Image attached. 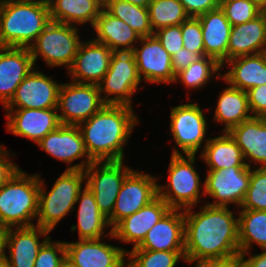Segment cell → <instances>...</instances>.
<instances>
[{"mask_svg":"<svg viewBox=\"0 0 266 267\" xmlns=\"http://www.w3.org/2000/svg\"><path fill=\"white\" fill-rule=\"evenodd\" d=\"M184 210L185 258L239 260V230L229 207L204 204Z\"/></svg>","mask_w":266,"mask_h":267,"instance_id":"cell-1","label":"cell"},{"mask_svg":"<svg viewBox=\"0 0 266 267\" xmlns=\"http://www.w3.org/2000/svg\"><path fill=\"white\" fill-rule=\"evenodd\" d=\"M139 122L133 107L105 105L78 127L93 161L124 160V147Z\"/></svg>","mask_w":266,"mask_h":267,"instance_id":"cell-2","label":"cell"},{"mask_svg":"<svg viewBox=\"0 0 266 267\" xmlns=\"http://www.w3.org/2000/svg\"><path fill=\"white\" fill-rule=\"evenodd\" d=\"M50 21L47 5L5 0L0 4V46L30 48Z\"/></svg>","mask_w":266,"mask_h":267,"instance_id":"cell-3","label":"cell"},{"mask_svg":"<svg viewBox=\"0 0 266 267\" xmlns=\"http://www.w3.org/2000/svg\"><path fill=\"white\" fill-rule=\"evenodd\" d=\"M40 175L29 176L20 168L0 187V224L34 226L38 216Z\"/></svg>","mask_w":266,"mask_h":267,"instance_id":"cell-4","label":"cell"},{"mask_svg":"<svg viewBox=\"0 0 266 267\" xmlns=\"http://www.w3.org/2000/svg\"><path fill=\"white\" fill-rule=\"evenodd\" d=\"M85 181L84 170H65L46 192L40 177L37 226L53 231L55 226L76 207L79 192Z\"/></svg>","mask_w":266,"mask_h":267,"instance_id":"cell-5","label":"cell"},{"mask_svg":"<svg viewBox=\"0 0 266 267\" xmlns=\"http://www.w3.org/2000/svg\"><path fill=\"white\" fill-rule=\"evenodd\" d=\"M184 156L183 154H171L168 185H160L159 183L157 185L158 196L171 209L185 210L197 207L196 205L200 203V195L205 196L204 181L203 183L200 182L199 173L194 166L196 156L186 154ZM200 188H203V191Z\"/></svg>","mask_w":266,"mask_h":267,"instance_id":"cell-6","label":"cell"},{"mask_svg":"<svg viewBox=\"0 0 266 267\" xmlns=\"http://www.w3.org/2000/svg\"><path fill=\"white\" fill-rule=\"evenodd\" d=\"M78 27L50 21L30 46L34 66L40 56L49 67L72 66L81 44Z\"/></svg>","mask_w":266,"mask_h":267,"instance_id":"cell-7","label":"cell"},{"mask_svg":"<svg viewBox=\"0 0 266 267\" xmlns=\"http://www.w3.org/2000/svg\"><path fill=\"white\" fill-rule=\"evenodd\" d=\"M141 81L133 52H113L109 69L98 87L106 105L132 107L133 94Z\"/></svg>","mask_w":266,"mask_h":267,"instance_id":"cell-8","label":"cell"},{"mask_svg":"<svg viewBox=\"0 0 266 267\" xmlns=\"http://www.w3.org/2000/svg\"><path fill=\"white\" fill-rule=\"evenodd\" d=\"M119 161H93L85 170V185L93 193L99 211L107 218L112 211L125 177L132 171Z\"/></svg>","mask_w":266,"mask_h":267,"instance_id":"cell-9","label":"cell"},{"mask_svg":"<svg viewBox=\"0 0 266 267\" xmlns=\"http://www.w3.org/2000/svg\"><path fill=\"white\" fill-rule=\"evenodd\" d=\"M170 132L178 148L172 154L196 155L207 134V120L196 102L171 107ZM180 150L183 152L181 153Z\"/></svg>","mask_w":266,"mask_h":267,"instance_id":"cell-10","label":"cell"},{"mask_svg":"<svg viewBox=\"0 0 266 267\" xmlns=\"http://www.w3.org/2000/svg\"><path fill=\"white\" fill-rule=\"evenodd\" d=\"M105 105L98 85L70 81L60 86L57 110L63 125H79Z\"/></svg>","mask_w":266,"mask_h":267,"instance_id":"cell-11","label":"cell"},{"mask_svg":"<svg viewBox=\"0 0 266 267\" xmlns=\"http://www.w3.org/2000/svg\"><path fill=\"white\" fill-rule=\"evenodd\" d=\"M156 177L132 170L124 179L108 218L113 229L121 220L134 214L158 196Z\"/></svg>","mask_w":266,"mask_h":267,"instance_id":"cell-12","label":"cell"},{"mask_svg":"<svg viewBox=\"0 0 266 267\" xmlns=\"http://www.w3.org/2000/svg\"><path fill=\"white\" fill-rule=\"evenodd\" d=\"M251 177L250 167H228L220 170H208L204 182V194L214 202L211 206L229 207L230 204L241 207L249 187Z\"/></svg>","mask_w":266,"mask_h":267,"instance_id":"cell-13","label":"cell"},{"mask_svg":"<svg viewBox=\"0 0 266 267\" xmlns=\"http://www.w3.org/2000/svg\"><path fill=\"white\" fill-rule=\"evenodd\" d=\"M37 145L47 154L68 165L79 158L83 161L65 170H85L93 160L89 157L78 125H63L48 133Z\"/></svg>","mask_w":266,"mask_h":267,"instance_id":"cell-14","label":"cell"},{"mask_svg":"<svg viewBox=\"0 0 266 267\" xmlns=\"http://www.w3.org/2000/svg\"><path fill=\"white\" fill-rule=\"evenodd\" d=\"M34 67L19 84L11 101L4 109H49L57 108L59 89L52 77Z\"/></svg>","mask_w":266,"mask_h":267,"instance_id":"cell-15","label":"cell"},{"mask_svg":"<svg viewBox=\"0 0 266 267\" xmlns=\"http://www.w3.org/2000/svg\"><path fill=\"white\" fill-rule=\"evenodd\" d=\"M138 47L135 46L132 52L141 80L145 79V82L157 84L175 82L176 75L172 70V57L154 34L142 37L138 42Z\"/></svg>","mask_w":266,"mask_h":267,"instance_id":"cell-16","label":"cell"},{"mask_svg":"<svg viewBox=\"0 0 266 267\" xmlns=\"http://www.w3.org/2000/svg\"><path fill=\"white\" fill-rule=\"evenodd\" d=\"M102 239L65 242L66 257L77 267H126L127 250L102 242Z\"/></svg>","mask_w":266,"mask_h":267,"instance_id":"cell-17","label":"cell"},{"mask_svg":"<svg viewBox=\"0 0 266 267\" xmlns=\"http://www.w3.org/2000/svg\"><path fill=\"white\" fill-rule=\"evenodd\" d=\"M5 112L8 120L7 132L27 138L36 144L61 125L57 108L5 109Z\"/></svg>","mask_w":266,"mask_h":267,"instance_id":"cell-18","label":"cell"},{"mask_svg":"<svg viewBox=\"0 0 266 267\" xmlns=\"http://www.w3.org/2000/svg\"><path fill=\"white\" fill-rule=\"evenodd\" d=\"M112 54L111 49L94 39L82 41L67 70L72 82L98 85L109 69Z\"/></svg>","mask_w":266,"mask_h":267,"instance_id":"cell-19","label":"cell"},{"mask_svg":"<svg viewBox=\"0 0 266 267\" xmlns=\"http://www.w3.org/2000/svg\"><path fill=\"white\" fill-rule=\"evenodd\" d=\"M170 209L168 204L157 196L143 208L121 220L113 229H110L107 236L118 239L124 243H132L134 244V249L142 243L147 232Z\"/></svg>","mask_w":266,"mask_h":267,"instance_id":"cell-20","label":"cell"},{"mask_svg":"<svg viewBox=\"0 0 266 267\" xmlns=\"http://www.w3.org/2000/svg\"><path fill=\"white\" fill-rule=\"evenodd\" d=\"M34 67L29 48L0 46V102L3 107L11 101L19 84Z\"/></svg>","mask_w":266,"mask_h":267,"instance_id":"cell-21","label":"cell"},{"mask_svg":"<svg viewBox=\"0 0 266 267\" xmlns=\"http://www.w3.org/2000/svg\"><path fill=\"white\" fill-rule=\"evenodd\" d=\"M184 210L170 209L147 232L142 243L134 249L151 251H185Z\"/></svg>","mask_w":266,"mask_h":267,"instance_id":"cell-22","label":"cell"},{"mask_svg":"<svg viewBox=\"0 0 266 267\" xmlns=\"http://www.w3.org/2000/svg\"><path fill=\"white\" fill-rule=\"evenodd\" d=\"M48 234L49 230L37 225L10 227L6 242L9 257L5 256V262L10 267H34L40 248L50 238ZM39 237H44V240L39 241Z\"/></svg>","mask_w":266,"mask_h":267,"instance_id":"cell-23","label":"cell"},{"mask_svg":"<svg viewBox=\"0 0 266 267\" xmlns=\"http://www.w3.org/2000/svg\"><path fill=\"white\" fill-rule=\"evenodd\" d=\"M224 64H229V71L216 74V78L234 88L248 91L266 84V52L235 57Z\"/></svg>","mask_w":266,"mask_h":267,"instance_id":"cell-24","label":"cell"},{"mask_svg":"<svg viewBox=\"0 0 266 267\" xmlns=\"http://www.w3.org/2000/svg\"><path fill=\"white\" fill-rule=\"evenodd\" d=\"M241 148L248 167L266 168V118L251 117L228 132ZM250 160V161H249ZM254 161V162H253ZM252 164H251V163Z\"/></svg>","mask_w":266,"mask_h":267,"instance_id":"cell-25","label":"cell"},{"mask_svg":"<svg viewBox=\"0 0 266 267\" xmlns=\"http://www.w3.org/2000/svg\"><path fill=\"white\" fill-rule=\"evenodd\" d=\"M202 27L205 56L216 59L222 66L228 61L231 24L218 7L197 17Z\"/></svg>","mask_w":266,"mask_h":267,"instance_id":"cell-26","label":"cell"},{"mask_svg":"<svg viewBox=\"0 0 266 267\" xmlns=\"http://www.w3.org/2000/svg\"><path fill=\"white\" fill-rule=\"evenodd\" d=\"M266 52V11L255 19L231 27L228 60Z\"/></svg>","mask_w":266,"mask_h":267,"instance_id":"cell-27","label":"cell"},{"mask_svg":"<svg viewBox=\"0 0 266 267\" xmlns=\"http://www.w3.org/2000/svg\"><path fill=\"white\" fill-rule=\"evenodd\" d=\"M96 42L105 44L113 52H132L141 37L124 21L109 14L104 8L92 27Z\"/></svg>","mask_w":266,"mask_h":267,"instance_id":"cell-28","label":"cell"},{"mask_svg":"<svg viewBox=\"0 0 266 267\" xmlns=\"http://www.w3.org/2000/svg\"><path fill=\"white\" fill-rule=\"evenodd\" d=\"M200 158L208 165V170L228 167H248L241 148L228 132L209 138L200 150Z\"/></svg>","mask_w":266,"mask_h":267,"instance_id":"cell-29","label":"cell"},{"mask_svg":"<svg viewBox=\"0 0 266 267\" xmlns=\"http://www.w3.org/2000/svg\"><path fill=\"white\" fill-rule=\"evenodd\" d=\"M216 105L213 120L224 123L222 132H229L233 127L253 117L247 91L232 86L225 87Z\"/></svg>","mask_w":266,"mask_h":267,"instance_id":"cell-30","label":"cell"},{"mask_svg":"<svg viewBox=\"0 0 266 267\" xmlns=\"http://www.w3.org/2000/svg\"><path fill=\"white\" fill-rule=\"evenodd\" d=\"M84 189L79 192L77 202H79L77 222L71 230H78L79 239H100L106 228L110 227L108 218L102 214L97 206L95 197L89 188L84 185Z\"/></svg>","mask_w":266,"mask_h":267,"instance_id":"cell-31","label":"cell"},{"mask_svg":"<svg viewBox=\"0 0 266 267\" xmlns=\"http://www.w3.org/2000/svg\"><path fill=\"white\" fill-rule=\"evenodd\" d=\"M103 7L98 0H53L49 5L50 20L73 26L90 22L93 27Z\"/></svg>","mask_w":266,"mask_h":267,"instance_id":"cell-32","label":"cell"},{"mask_svg":"<svg viewBox=\"0 0 266 267\" xmlns=\"http://www.w3.org/2000/svg\"><path fill=\"white\" fill-rule=\"evenodd\" d=\"M238 216L240 253L249 252L252 244L266 248V211L240 209Z\"/></svg>","mask_w":266,"mask_h":267,"instance_id":"cell-33","label":"cell"},{"mask_svg":"<svg viewBox=\"0 0 266 267\" xmlns=\"http://www.w3.org/2000/svg\"><path fill=\"white\" fill-rule=\"evenodd\" d=\"M112 16L129 25L141 38L153 35L148 8L125 0H107L103 7Z\"/></svg>","mask_w":266,"mask_h":267,"instance_id":"cell-34","label":"cell"},{"mask_svg":"<svg viewBox=\"0 0 266 267\" xmlns=\"http://www.w3.org/2000/svg\"><path fill=\"white\" fill-rule=\"evenodd\" d=\"M223 66L214 58L202 56L189 67L176 74L175 82H179L189 89H199L210 82L212 76L219 72ZM209 81V82H208Z\"/></svg>","mask_w":266,"mask_h":267,"instance_id":"cell-35","label":"cell"},{"mask_svg":"<svg viewBox=\"0 0 266 267\" xmlns=\"http://www.w3.org/2000/svg\"><path fill=\"white\" fill-rule=\"evenodd\" d=\"M147 8L153 32L163 27L180 25L189 18L179 0H152Z\"/></svg>","mask_w":266,"mask_h":267,"instance_id":"cell-36","label":"cell"},{"mask_svg":"<svg viewBox=\"0 0 266 267\" xmlns=\"http://www.w3.org/2000/svg\"><path fill=\"white\" fill-rule=\"evenodd\" d=\"M126 267H175L185 260V251H151L144 249L127 250Z\"/></svg>","mask_w":266,"mask_h":267,"instance_id":"cell-37","label":"cell"},{"mask_svg":"<svg viewBox=\"0 0 266 267\" xmlns=\"http://www.w3.org/2000/svg\"><path fill=\"white\" fill-rule=\"evenodd\" d=\"M256 167L253 170L251 167L249 187L240 209L266 211V168Z\"/></svg>","mask_w":266,"mask_h":267,"instance_id":"cell-38","label":"cell"},{"mask_svg":"<svg viewBox=\"0 0 266 267\" xmlns=\"http://www.w3.org/2000/svg\"><path fill=\"white\" fill-rule=\"evenodd\" d=\"M220 8L231 26L251 21L263 12L252 0H221Z\"/></svg>","mask_w":266,"mask_h":267,"instance_id":"cell-39","label":"cell"},{"mask_svg":"<svg viewBox=\"0 0 266 267\" xmlns=\"http://www.w3.org/2000/svg\"><path fill=\"white\" fill-rule=\"evenodd\" d=\"M183 36V48L188 51L205 56V48L202 34V27L198 18L189 17L181 24Z\"/></svg>","mask_w":266,"mask_h":267,"instance_id":"cell-40","label":"cell"},{"mask_svg":"<svg viewBox=\"0 0 266 267\" xmlns=\"http://www.w3.org/2000/svg\"><path fill=\"white\" fill-rule=\"evenodd\" d=\"M65 257V242H51L49 238L40 248L34 267H60V264Z\"/></svg>","mask_w":266,"mask_h":267,"instance_id":"cell-41","label":"cell"},{"mask_svg":"<svg viewBox=\"0 0 266 267\" xmlns=\"http://www.w3.org/2000/svg\"><path fill=\"white\" fill-rule=\"evenodd\" d=\"M154 35L171 57L183 48L181 24L160 28Z\"/></svg>","mask_w":266,"mask_h":267,"instance_id":"cell-42","label":"cell"},{"mask_svg":"<svg viewBox=\"0 0 266 267\" xmlns=\"http://www.w3.org/2000/svg\"><path fill=\"white\" fill-rule=\"evenodd\" d=\"M247 95L253 117H266V84L250 88Z\"/></svg>","mask_w":266,"mask_h":267,"instance_id":"cell-43","label":"cell"},{"mask_svg":"<svg viewBox=\"0 0 266 267\" xmlns=\"http://www.w3.org/2000/svg\"><path fill=\"white\" fill-rule=\"evenodd\" d=\"M189 17H195L205 14L211 10L220 7L221 0H179Z\"/></svg>","mask_w":266,"mask_h":267,"instance_id":"cell-44","label":"cell"},{"mask_svg":"<svg viewBox=\"0 0 266 267\" xmlns=\"http://www.w3.org/2000/svg\"><path fill=\"white\" fill-rule=\"evenodd\" d=\"M8 150L0 144V187H2L19 169L17 164H14L10 159L14 153L7 152Z\"/></svg>","mask_w":266,"mask_h":267,"instance_id":"cell-45","label":"cell"},{"mask_svg":"<svg viewBox=\"0 0 266 267\" xmlns=\"http://www.w3.org/2000/svg\"><path fill=\"white\" fill-rule=\"evenodd\" d=\"M201 56L197 53L188 51L185 48H182L172 56V70L176 75L181 70L187 68L194 61L200 59Z\"/></svg>","mask_w":266,"mask_h":267,"instance_id":"cell-46","label":"cell"},{"mask_svg":"<svg viewBox=\"0 0 266 267\" xmlns=\"http://www.w3.org/2000/svg\"><path fill=\"white\" fill-rule=\"evenodd\" d=\"M189 264H194L195 267H239L238 260L232 259H198V258H185L183 261Z\"/></svg>","mask_w":266,"mask_h":267,"instance_id":"cell-47","label":"cell"},{"mask_svg":"<svg viewBox=\"0 0 266 267\" xmlns=\"http://www.w3.org/2000/svg\"><path fill=\"white\" fill-rule=\"evenodd\" d=\"M262 250V253L255 255H252L251 251L240 253L239 267H266V248ZM245 256H249L248 259Z\"/></svg>","mask_w":266,"mask_h":267,"instance_id":"cell-48","label":"cell"},{"mask_svg":"<svg viewBox=\"0 0 266 267\" xmlns=\"http://www.w3.org/2000/svg\"><path fill=\"white\" fill-rule=\"evenodd\" d=\"M9 227L0 224V262L5 260L6 254V242Z\"/></svg>","mask_w":266,"mask_h":267,"instance_id":"cell-49","label":"cell"},{"mask_svg":"<svg viewBox=\"0 0 266 267\" xmlns=\"http://www.w3.org/2000/svg\"><path fill=\"white\" fill-rule=\"evenodd\" d=\"M125 1H128L134 5H138L145 8H147L152 2V0H125Z\"/></svg>","mask_w":266,"mask_h":267,"instance_id":"cell-50","label":"cell"},{"mask_svg":"<svg viewBox=\"0 0 266 267\" xmlns=\"http://www.w3.org/2000/svg\"><path fill=\"white\" fill-rule=\"evenodd\" d=\"M60 267H77L68 257L61 262Z\"/></svg>","mask_w":266,"mask_h":267,"instance_id":"cell-51","label":"cell"},{"mask_svg":"<svg viewBox=\"0 0 266 267\" xmlns=\"http://www.w3.org/2000/svg\"><path fill=\"white\" fill-rule=\"evenodd\" d=\"M256 5H258L263 11H266V0H252Z\"/></svg>","mask_w":266,"mask_h":267,"instance_id":"cell-52","label":"cell"},{"mask_svg":"<svg viewBox=\"0 0 266 267\" xmlns=\"http://www.w3.org/2000/svg\"><path fill=\"white\" fill-rule=\"evenodd\" d=\"M29 1H34L36 3H41V4L49 6L53 0H29Z\"/></svg>","mask_w":266,"mask_h":267,"instance_id":"cell-53","label":"cell"},{"mask_svg":"<svg viewBox=\"0 0 266 267\" xmlns=\"http://www.w3.org/2000/svg\"><path fill=\"white\" fill-rule=\"evenodd\" d=\"M0 267H10V266L4 260V261L0 262Z\"/></svg>","mask_w":266,"mask_h":267,"instance_id":"cell-54","label":"cell"},{"mask_svg":"<svg viewBox=\"0 0 266 267\" xmlns=\"http://www.w3.org/2000/svg\"><path fill=\"white\" fill-rule=\"evenodd\" d=\"M98 1L104 6L107 0H98Z\"/></svg>","mask_w":266,"mask_h":267,"instance_id":"cell-55","label":"cell"}]
</instances>
